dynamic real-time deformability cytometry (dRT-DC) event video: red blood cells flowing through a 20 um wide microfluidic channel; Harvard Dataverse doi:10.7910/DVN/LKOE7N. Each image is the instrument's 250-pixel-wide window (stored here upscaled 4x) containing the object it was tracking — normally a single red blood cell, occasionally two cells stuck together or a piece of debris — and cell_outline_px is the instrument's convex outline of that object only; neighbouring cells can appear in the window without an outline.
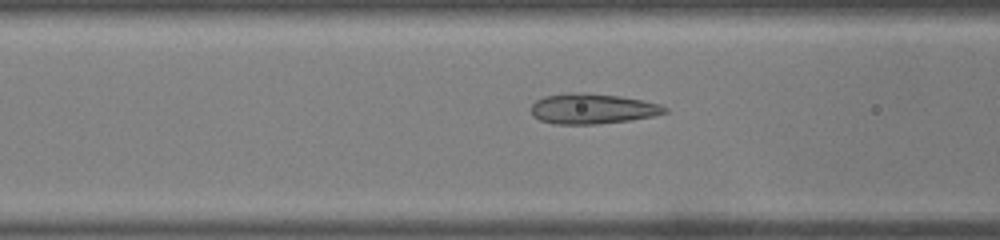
{"species": "common noctule bat (a hibernating species)", "species_latin": "Nyctalus noctula", "temperature_condition": "warm", "stored_images_in_passage": 50, "camera_frame_rate_fps": 3000, "um_per_image_px": 0.085, "animal": {"sex": "male", "body_mass_g": 19.0, "forearm_length_mm": 50.8}, "frame": {"image": 1, "passage_image": 20, "time_ms": 6.333, "image_size_px": [1000, 240], "cell_outline_px": [[668, 112], [652, 116], [632, 120], [596, 124], [552, 124], [540, 120], [532, 116], [532, 104], [536, 100], [544, 96], [572, 92], [576, 92], [620, 96], [660, 104], [668, 108]], "centroid_in_image_um": [50.34, 9.25], "position_along_channel_um": 116.3, "area_um2": 23.58}}
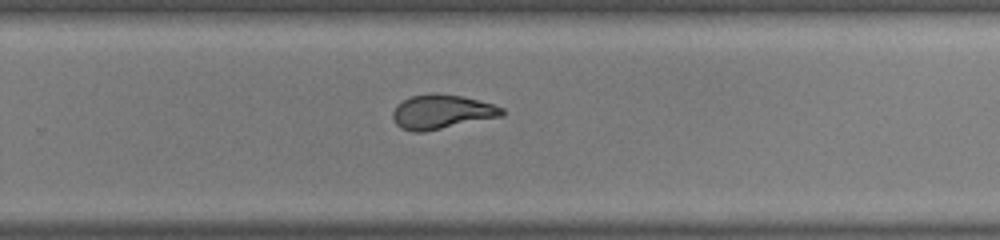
{"frame": {"image": 2, "passage_image": 33, "time_ms": 10.667, "image_size_px": [1000, 240], "cell_outline_px": [[504, 116], [424, 132], [412, 132], [400, 128], [396, 124], [392, 116], [392, 112], [396, 104], [412, 96], [460, 96], [492, 104], [504, 108]], "centroid_in_image_um": [37.54, 9.56], "position_along_channel_um": 292.3, "area_um2": 21.21}}
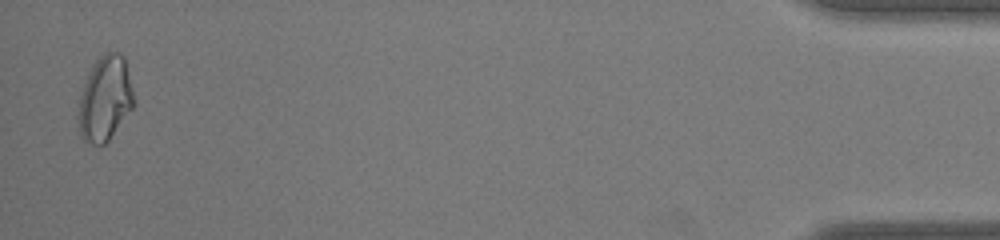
{"frame": {"image": 3, "passage_image": 49, "time_ms": 16.0, "image_size_px": [1000, 240], "cell_outline_px": [[136, 104], [108, 140], [104, 144], [92, 144], [84, 140], [80, 136], [76, 116], [80, 92], [96, 60], [104, 52], [120, 52], [124, 56], [136, 100]], "centroid_in_image_um": [8.93, 8.39], "position_along_channel_um": 426.3, "area_um2": 27.74}, "authors_computed_cell_mechanics": {"area_um2": 24.2471, "velocity_mm_per_s": 4.0714, "shape_relaxation_time_tau1_ms": null, "shape_relaxation_time_tau2_ms": 0.9658, "deformation_change_tau1": null, "deformation_change_tau2": 0.0764}}